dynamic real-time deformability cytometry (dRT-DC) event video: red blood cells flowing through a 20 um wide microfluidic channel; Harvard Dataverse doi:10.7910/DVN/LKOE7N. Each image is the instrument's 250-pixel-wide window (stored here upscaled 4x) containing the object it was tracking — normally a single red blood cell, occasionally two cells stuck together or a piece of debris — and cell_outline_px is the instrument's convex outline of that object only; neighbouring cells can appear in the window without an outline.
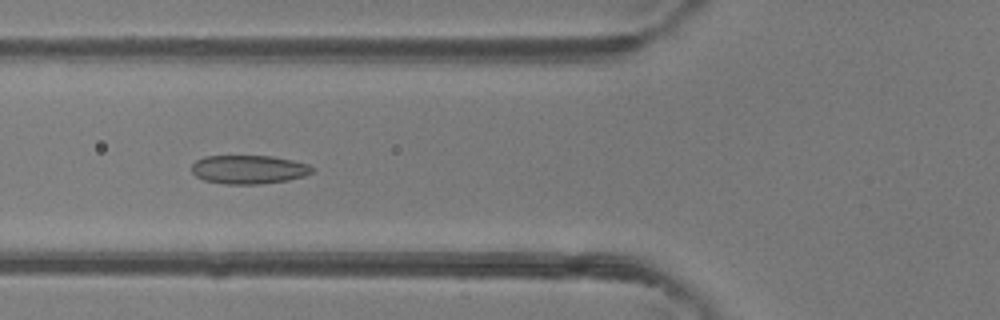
{"species": "common noctule bat (a hibernating species)", "species_latin": "Nyctalus noctula", "temperature_condition": "room temperature", "stored_images_in_passage": 47, "camera_frame_rate_fps": 3000, "um_per_image_px": 0.085, "animal": {"sex": "female"}, "frame": {"image": 1, "passage_image": 18, "time_ms": 5.667, "image_size_px": [1000, 320], "cell_outline_px": [[316, 168], [312, 172], [304, 176], [288, 180], [260, 184], [228, 184], [204, 180], [196, 176], [192, 172], [192, 164], [196, 160], [204, 156], [272, 156], [292, 160], [308, 164]], "centroid_in_image_um": [21.16, 14.4], "position_along_channel_um": 104.6, "area_um2": 20.17}}
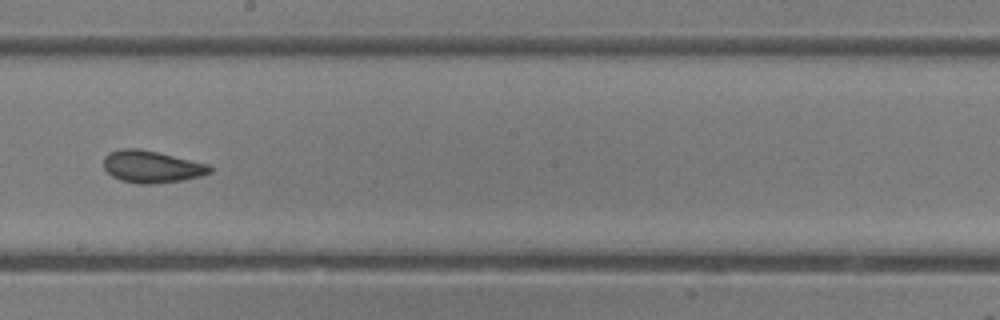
{"frame": {"image": 2, "passage_image": 27, "time_ms": 8.667, "image_size_px": [1000, 320], "cell_outline_px": [[212, 172], [200, 176], [184, 180], [156, 184], [140, 184], [120, 180], [112, 176], [104, 168], [104, 156], [108, 152], [120, 148], [140, 148], [208, 164], [212, 168]], "centroid_in_image_um": [12.87, 14.17], "position_along_channel_um": 235.3, "area_um2": 20.0}}
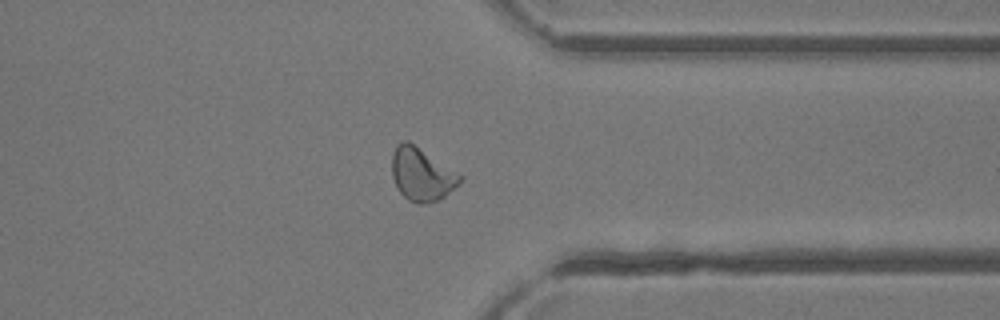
{"frame": {"image": 3, "passage_image": 37, "time_ms": 12.0, "image_size_px": [1000, 320], "cell_outline_px": [[464, 176], [460, 184], [444, 196], [436, 200], [424, 204], [416, 204], [408, 200], [400, 192], [392, 176], [392, 152], [396, 144], [404, 140], [408, 140]], "centroid_in_image_um": [35.84, 14.8], "position_along_channel_um": 375.6, "area_um2": 21.1}, "authors_computed_cell_mechanics": {"area_um2": 20.9236, "velocity_mm_per_s": 4.3423, "shape_relaxation_time_tau1_ms": null, "shape_relaxation_time_tau2_ms": 1.7441, "deformation_change_tau1": null, "deformation_change_tau2": 0.0803}}